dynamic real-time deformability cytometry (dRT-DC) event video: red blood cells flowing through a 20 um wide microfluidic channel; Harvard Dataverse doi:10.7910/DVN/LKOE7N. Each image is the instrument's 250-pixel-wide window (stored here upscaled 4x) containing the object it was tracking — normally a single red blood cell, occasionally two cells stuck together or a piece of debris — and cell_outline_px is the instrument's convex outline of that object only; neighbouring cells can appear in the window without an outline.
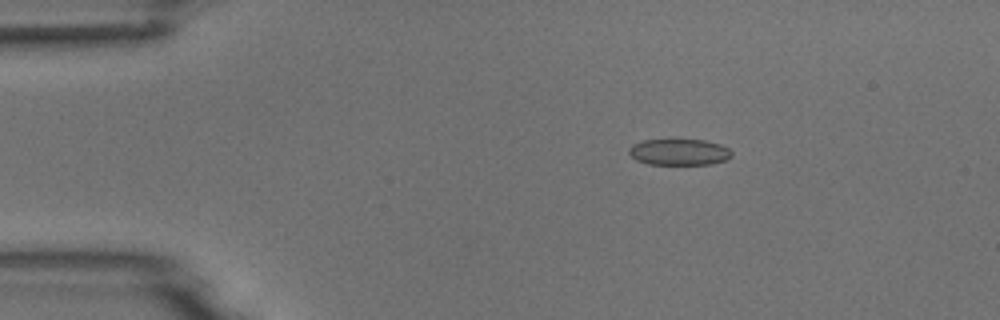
{"species": "common noctule bat (a hibernating species)", "species_latin": "Nyctalus noctula", "temperature_condition": "room temperature", "stored_images_in_passage": 3, "camera_frame_rate_fps": 3000, "um_per_image_px": 0.085, "animal": {"sex": "male", "body_mass_g": 18.8}, "frame": {"image": 1, "passage_image": 2, "time_ms": 1.333, "image_size_px": [1000, 320], "cell_outline_px": [[732, 156], [728, 160], [708, 164], [648, 164], [636, 160], [628, 152], [628, 148], [632, 144], [644, 140], [704, 140], [720, 144], [728, 148], [732, 152]], "centroid_in_image_um": [57.73, 12.93], "position_along_channel_um": 27.3, "area_um2": 15.72}}